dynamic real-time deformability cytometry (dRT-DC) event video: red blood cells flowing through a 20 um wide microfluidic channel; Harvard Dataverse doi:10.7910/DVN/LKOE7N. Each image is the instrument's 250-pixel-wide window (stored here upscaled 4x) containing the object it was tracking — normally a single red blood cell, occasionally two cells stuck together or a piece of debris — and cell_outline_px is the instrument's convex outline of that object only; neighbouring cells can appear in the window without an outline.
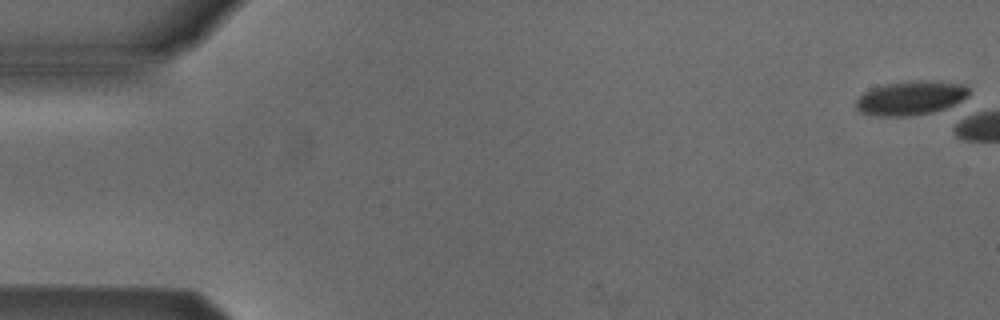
{"species": "Egyptian fruit bat (a non-hibernating species)", "species_latin": "Rousettus aegyptiacus", "temperature_condition": "cold", "stored_images_in_passage": 2, "camera_frame_rate_fps": 3000, "um_per_image_px": 0.085, "animal": {"sex": "male"}, "frame": {"image": 1, "passage_image": 1, "time_ms": 0.0, "image_size_px": [1000, 320], "cell_outline_px": [[968, 96], [944, 108], [932, 112], [912, 116], [876, 116], [860, 112], [856, 108], [856, 100], [864, 92], [872, 88], [888, 84], [908, 80], [964, 84], [968, 88]], "centroid_in_image_um": [77.35, 8.34], "position_along_channel_um": 7.6, "area_um2": 22.02}}